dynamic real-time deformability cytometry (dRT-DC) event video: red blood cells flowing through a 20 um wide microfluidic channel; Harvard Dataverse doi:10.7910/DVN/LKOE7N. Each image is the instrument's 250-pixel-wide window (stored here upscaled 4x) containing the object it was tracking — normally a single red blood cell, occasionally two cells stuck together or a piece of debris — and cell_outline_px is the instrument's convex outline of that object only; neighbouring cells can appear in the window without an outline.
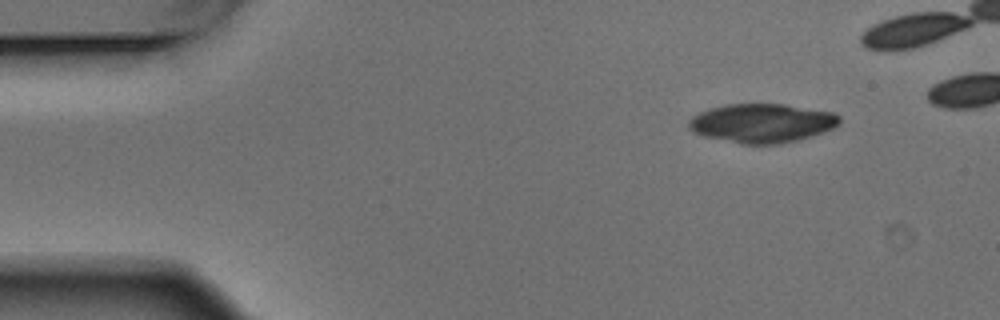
{"species": "Egyptian fruit bat (a non-hibernating species)", "species_latin": "Rousettus aegyptiacus", "temperature_condition": "warm", "stored_images_in_passage": 5, "camera_frame_rate_fps": 3000, "um_per_image_px": 0.085, "animal": {"sex": "male"}, "frame": {"image": 1, "passage_image": 1, "time_ms": 0.0, "image_size_px": [1000, 320], "cell_outline_px": [[840, 124], [832, 128], [796, 140], [780, 144], [740, 144], [704, 136], [692, 132], [688, 128], [688, 120], [692, 116], [700, 112], [724, 104], [784, 104], [832, 112], [840, 116]], "centroid_in_image_um": [64.72, 10.46], "position_along_channel_um": 20.3, "area_um2": 34.1}}